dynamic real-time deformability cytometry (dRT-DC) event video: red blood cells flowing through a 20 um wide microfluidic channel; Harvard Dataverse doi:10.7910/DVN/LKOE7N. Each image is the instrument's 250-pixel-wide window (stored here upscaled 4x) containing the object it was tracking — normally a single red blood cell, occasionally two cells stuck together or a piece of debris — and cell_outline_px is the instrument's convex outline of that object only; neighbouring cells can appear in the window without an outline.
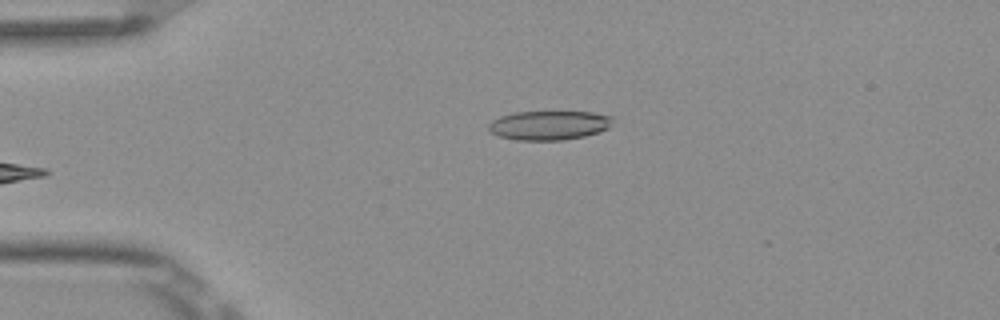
{"species": "Egyptian fruit bat (a non-hibernating species)", "species_latin": "Rousettus aegyptiacus", "temperature_condition": "room temperature", "stored_images_in_passage": 5, "camera_frame_rate_fps": 3000, "um_per_image_px": 0.085, "frame": {"image": 1, "passage_image": 5, "time_ms": 1.333, "image_size_px": [1000, 320], "cell_outline_px": [[612, 120], [608, 128], [584, 136], [564, 140], [516, 140], [500, 136], [488, 132], [488, 124], [492, 120], [500, 116], [516, 112], [592, 112], [612, 116]], "centroid_in_image_um": [46.62, 10.65], "position_along_channel_um": 38.4, "area_um2": 21.04}}